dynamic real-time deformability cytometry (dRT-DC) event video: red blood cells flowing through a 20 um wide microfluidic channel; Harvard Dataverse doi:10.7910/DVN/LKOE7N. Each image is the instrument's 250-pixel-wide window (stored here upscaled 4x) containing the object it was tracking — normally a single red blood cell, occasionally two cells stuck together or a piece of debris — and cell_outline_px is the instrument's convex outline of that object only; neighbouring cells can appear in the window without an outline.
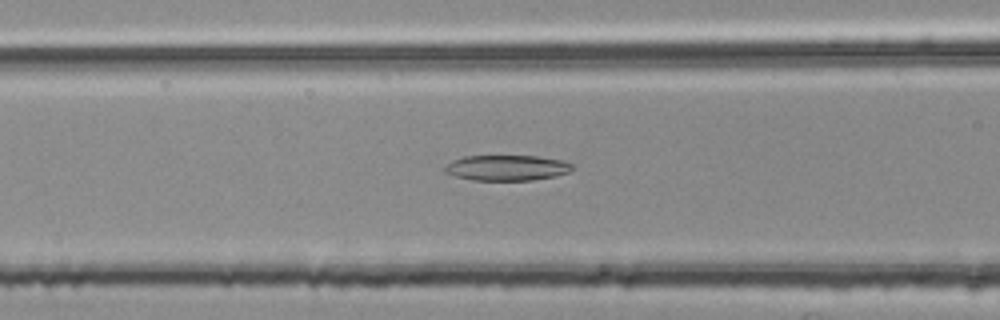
{"species": "common noctule bat (a hibernating species)", "species_latin": "Nyctalus noctula", "temperature_condition": "room temperature", "stored_images_in_passage": 38, "camera_frame_rate_fps": 3000, "um_per_image_px": 0.085, "animal": {"sex": "female", "body_mass_g": 25.1}, "frame": {"image": 1, "passage_image": 6, "time_ms": 1.667, "image_size_px": [1000, 320], "cell_outline_px": [[572, 168], [568, 172], [556, 176], [532, 180], [472, 180], [456, 176], [444, 172], [444, 168], [452, 160], [464, 156], [536, 156], [560, 160], [572, 164]], "centroid_in_image_um": [43.05, 14.26], "position_along_channel_um": 123.5, "area_um2": 18.79}}
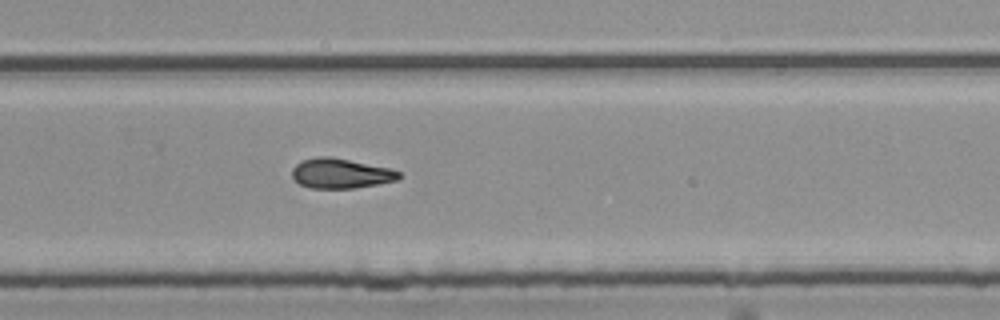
{"frame": {"image": 2, "passage_image": 20, "time_ms": 6.333, "image_size_px": [1000, 320], "cell_outline_px": [[400, 180], [380, 184], [356, 188], [312, 188], [300, 184], [292, 176], [292, 168], [296, 164], [304, 160], [316, 156], [332, 156], [392, 168], [400, 172]], "centroid_in_image_um": [29.01, 14.73], "position_along_channel_um": 300.8, "area_um2": 18.9}}
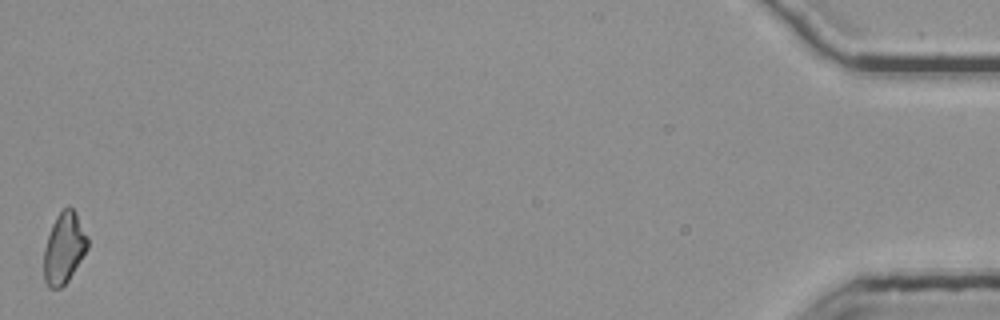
{"frame": {"image": 3, "passage_image": 38, "time_ms": 12.333, "image_size_px": [1000, 320], "cell_outline_px": [[88, 248], [68, 280], [60, 288], [48, 288], [44, 280], [44, 248], [52, 224], [56, 216], [68, 204], [76, 212], [88, 236]], "centroid_in_image_um": [5.44, 21.07], "position_along_channel_um": 429.8, "area_um2": 18.09}, "authors_computed_cell_mechanics": {"area_um2": 18.4093, "velocity_mm_per_s": 3.7988, "shape_relaxation_time_tau1_ms": null, "shape_relaxation_time_tau2_ms": 3.3364, "deformation_change_tau1": null, "deformation_change_tau2": 0.1114}}